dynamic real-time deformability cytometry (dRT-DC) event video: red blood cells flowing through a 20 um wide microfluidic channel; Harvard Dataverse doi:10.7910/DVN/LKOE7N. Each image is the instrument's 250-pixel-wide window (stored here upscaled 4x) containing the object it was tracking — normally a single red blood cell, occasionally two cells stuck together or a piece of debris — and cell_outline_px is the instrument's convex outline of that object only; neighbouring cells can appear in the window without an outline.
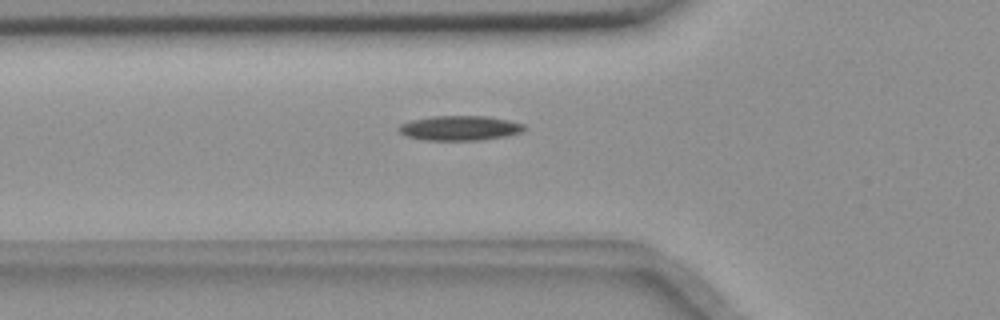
{"species": "common noctule bat (a hibernating species)", "species_latin": "Nyctalus noctula", "temperature_condition": "room temperature", "stored_images_in_passage": 33, "camera_frame_rate_fps": 3000, "um_per_image_px": 0.085, "animal": {"sex": "female", "body_mass_g": 18.4}, "frame": {"image": 1, "passage_image": 2, "time_ms": 0.333, "image_size_px": [1000, 320], "cell_outline_px": [[524, 128], [520, 132], [504, 136], [480, 140], [424, 140], [408, 136], [400, 132], [396, 128], [400, 124], [412, 120], [432, 116], [488, 116], [508, 120], [524, 124]], "centroid_in_image_um": [39.04, 10.88], "position_along_channel_um": 86.8, "area_um2": 17.92}}
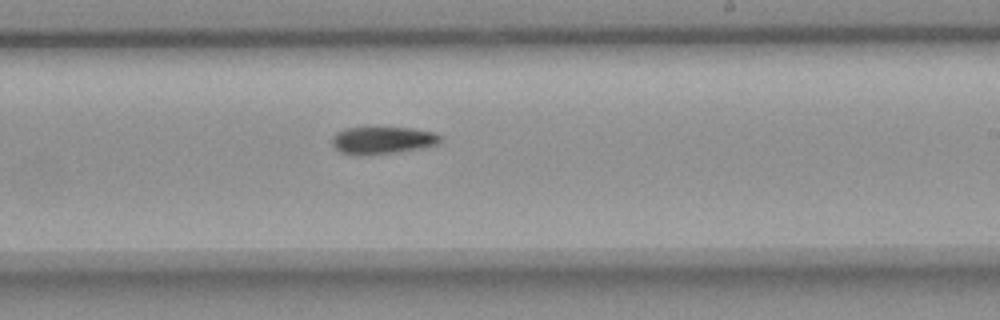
{"frame": {"image": 2, "passage_image": 16, "time_ms": 5.0, "image_size_px": [1000, 320], "cell_outline_px": [[440, 140], [436, 144], [424, 148], [400, 152], [360, 156], [352, 156], [340, 152], [332, 144], [332, 136], [336, 132], [344, 128], [412, 128], [436, 132], [440, 136]], "centroid_in_image_um": [32.49, 11.94], "position_along_channel_um": 256.5, "area_um2": 17.51}}
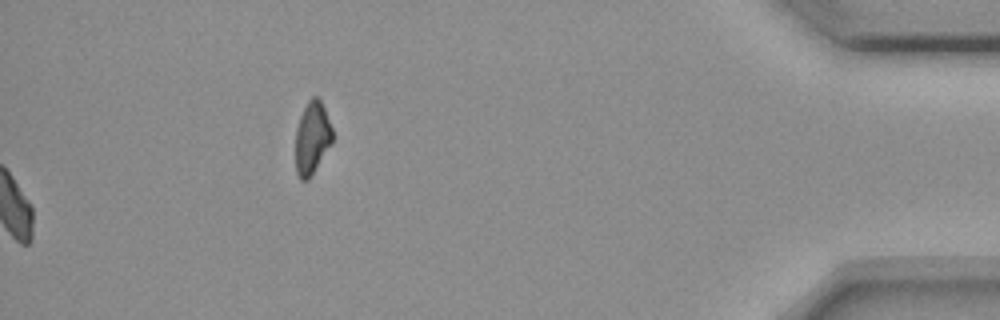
{"frame": {"image": 3, "passage_image": 33, "time_ms": 10.667, "image_size_px": [1000, 320], "cell_outline_px": [[332, 144], [308, 180], [300, 180], [296, 172], [296, 128], [300, 116], [308, 100], [312, 96], [316, 96], [320, 100], [324, 108], [332, 128]], "centroid_in_image_um": [26.53, 11.73], "position_along_channel_um": 408.7, "area_um2": 15.55}}